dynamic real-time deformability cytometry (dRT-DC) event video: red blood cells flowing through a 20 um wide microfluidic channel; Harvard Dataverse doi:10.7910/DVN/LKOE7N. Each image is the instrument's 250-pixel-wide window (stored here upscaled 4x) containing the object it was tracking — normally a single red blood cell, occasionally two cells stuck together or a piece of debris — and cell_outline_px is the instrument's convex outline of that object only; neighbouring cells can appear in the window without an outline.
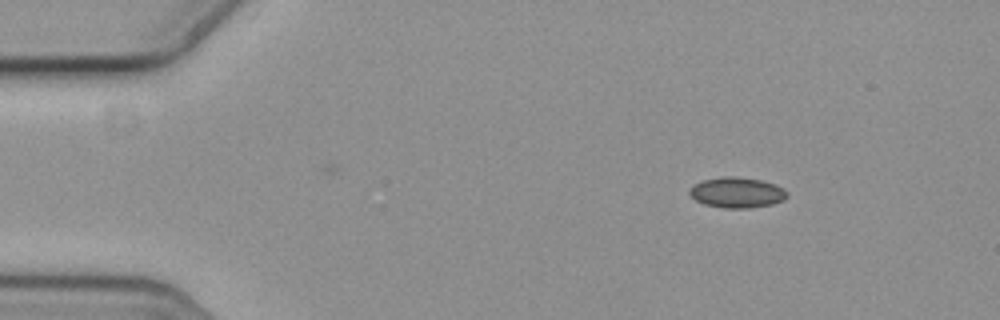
{"species": "common noctule bat (a hibernating species)", "species_latin": "Nyctalus noctula", "temperature_condition": "cold", "stored_images_in_passage": 51, "camera_frame_rate_fps": 3000, "um_per_image_px": 0.085, "animal": {"sex": "female", "body_mass_g": 19.3, "forearm_length_mm": 54.1}, "frame": {"image": 1, "passage_image": 8, "time_ms": 2.333, "image_size_px": [1000, 320], "cell_outline_px": [[788, 196], [784, 200], [772, 204], [748, 208], [724, 208], [704, 204], [696, 200], [688, 192], [696, 184], [704, 180], [724, 176], [732, 176], [760, 180], [784, 188], [788, 192]], "centroid_in_image_um": [62.67, 16.37], "position_along_channel_um": 22.3, "area_um2": 17.11}}
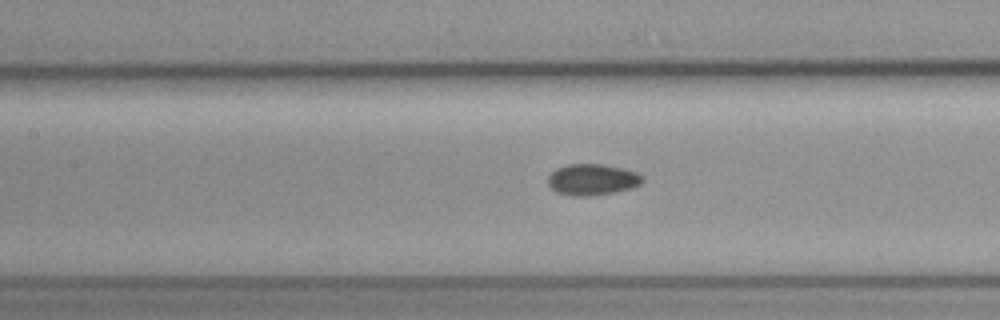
{"frame": {"image": 2, "passage_image": 26, "time_ms": 8.333, "image_size_px": [1000, 320], "cell_outline_px": [[644, 180], [640, 184], [632, 188], [612, 192], [588, 196], [572, 196], [556, 192], [548, 184], [548, 176], [556, 168], [568, 164], [604, 164], [636, 172]], "centroid_in_image_um": [50.31, 15.26], "position_along_channel_um": 157.1, "area_um2": 17.05}}
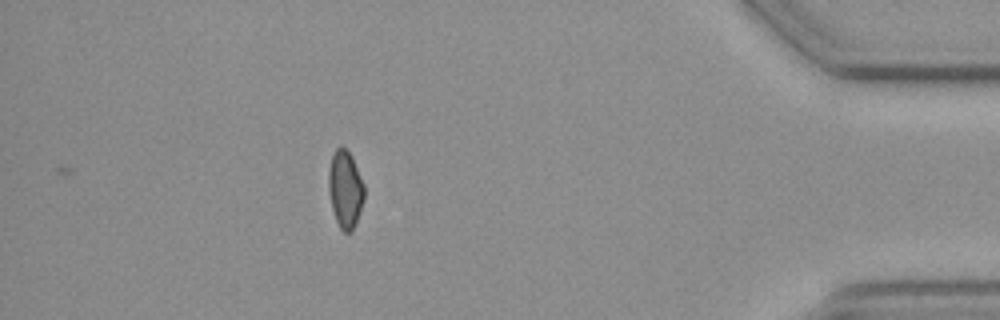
{"frame": {"image": 3, "passage_image": 51, "time_ms": 16.667, "image_size_px": [1000, 320], "cell_outline_px": [[364, 200], [352, 232], [344, 232], [340, 228], [336, 220], [332, 208], [328, 192], [328, 172], [332, 152], [336, 148], [344, 148], [352, 156], [364, 184]], "centroid_in_image_um": [29.33, 16.08], "position_along_channel_um": 405.9, "area_um2": 16.13}, "authors_computed_cell_mechanics": {"area_um2": 16.5308, "velocity_mm_per_s": 3.6148, "shape_relaxation_time_tau1_ms": 8.974, "shape_relaxation_time_tau2_ms": 5.7858, "deformation_change_tau1": 0.0751, "deformation_change_tau2": 0.0791}}